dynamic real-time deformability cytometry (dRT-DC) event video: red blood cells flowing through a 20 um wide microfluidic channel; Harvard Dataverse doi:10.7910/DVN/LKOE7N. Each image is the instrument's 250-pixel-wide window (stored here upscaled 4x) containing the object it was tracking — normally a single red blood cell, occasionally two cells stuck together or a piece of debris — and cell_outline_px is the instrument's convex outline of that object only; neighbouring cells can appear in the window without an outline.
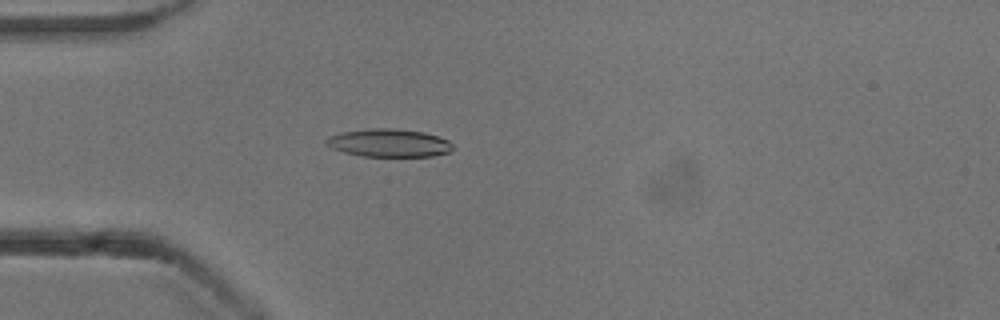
{"species": "common noctule bat (a hibernating species)", "species_latin": "Nyctalus noctula", "temperature_condition": "cold", "stored_images_in_passage": 52, "camera_frame_rate_fps": 3000, "um_per_image_px": 0.085, "animal": {"sex": "male", "body_mass_g": 13.3}, "frame": {"image": 1, "passage_image": 14, "time_ms": 4.333, "image_size_px": [1000, 320], "cell_outline_px": [[452, 148], [448, 152], [432, 156], [360, 156], [344, 152], [332, 148], [324, 144], [324, 140], [328, 136], [344, 132], [372, 128], [392, 128], [424, 132], [448, 140], [452, 144]], "centroid_in_image_um": [33.02, 12.15], "position_along_channel_um": 52.0, "area_um2": 20.52}}
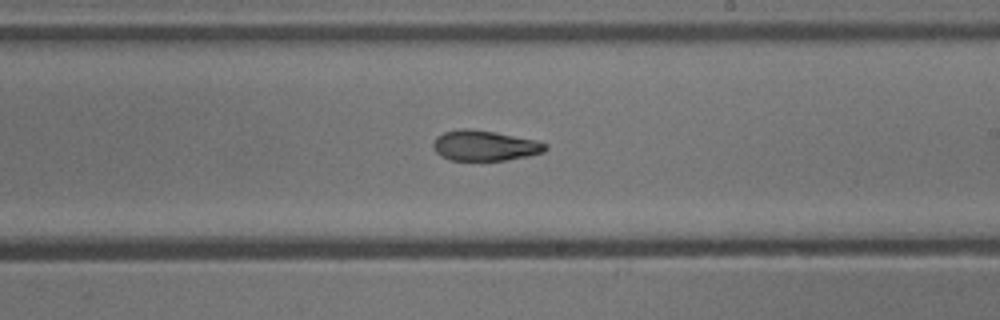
{"frame": {"image": 2, "passage_image": 30, "time_ms": 9.667, "image_size_px": [1000, 320], "cell_outline_px": [[548, 148], [544, 152], [528, 156], [504, 160], [452, 160], [440, 156], [432, 148], [432, 144], [436, 136], [444, 132], [460, 128], [472, 128], [496, 132], [536, 140], [548, 144]], "centroid_in_image_um": [41.18, 12.36], "position_along_channel_um": 247.8, "area_um2": 20.06}}
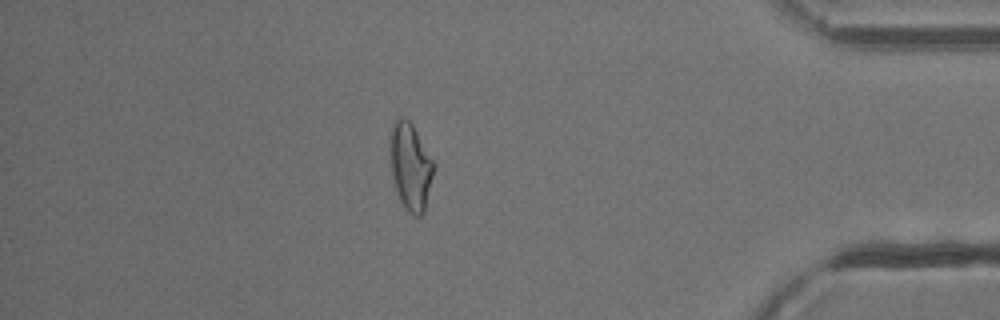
{"frame": {"image": 3, "passage_image": 45, "time_ms": 14.667, "image_size_px": [1000, 320], "cell_outline_px": [[436, 164], [424, 212], [420, 216], [416, 216], [408, 212], [404, 208], [400, 200], [392, 176], [392, 120], [396, 116], [404, 116], [412, 124]], "centroid_in_image_um": [34.93, 14.15], "position_along_channel_um": 400.3, "area_um2": 21.91}, "authors_computed_cell_mechanics": {"area_um2": 20.8369, "velocity_mm_per_s": 3.8502, "shape_relaxation_time_tau1_ms": null, "shape_relaxation_time_tau2_ms": 2.6997, "deformation_change_tau1": null, "deformation_change_tau2": 0.0954}}